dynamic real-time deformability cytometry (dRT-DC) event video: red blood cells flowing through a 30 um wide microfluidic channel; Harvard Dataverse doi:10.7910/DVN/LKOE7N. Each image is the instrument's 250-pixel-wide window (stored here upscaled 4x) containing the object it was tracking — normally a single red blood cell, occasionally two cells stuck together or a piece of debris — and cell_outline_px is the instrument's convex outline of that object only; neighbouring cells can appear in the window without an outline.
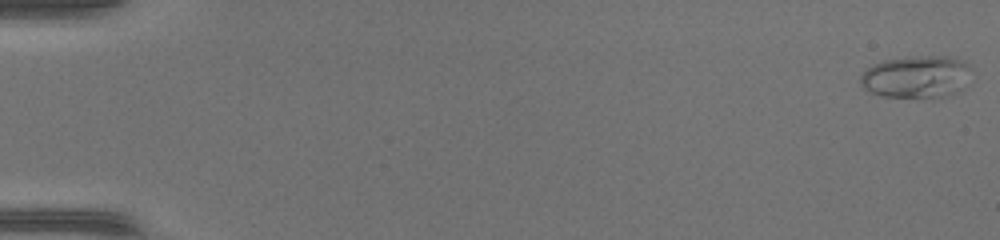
{"species": "common noctule bat (a hibernating species)", "species_latin": "Nyctalus noctula", "temperature_condition": "warm", "stored_images_in_passage": 50, "camera_frame_rate_fps": 3000, "um_per_image_px": 0.085, "animal": {"sex": "female", "body_mass_g": 17.0, "forearm_length_mm": 48.0}, "frame": {"image": 1, "passage_image": 1, "time_ms": 0.0, "image_size_px": [1000, 240], "cell_outline_px": [[968, 68], [948, 92], [940, 96], [880, 96], [868, 92], [860, 84], [860, 76], [872, 64], [884, 60], [908, 56], [948, 56], [964, 64]], "centroid_in_image_um": [77.59, 6.48], "position_along_channel_um": 7.4, "area_um2": 25.32}}
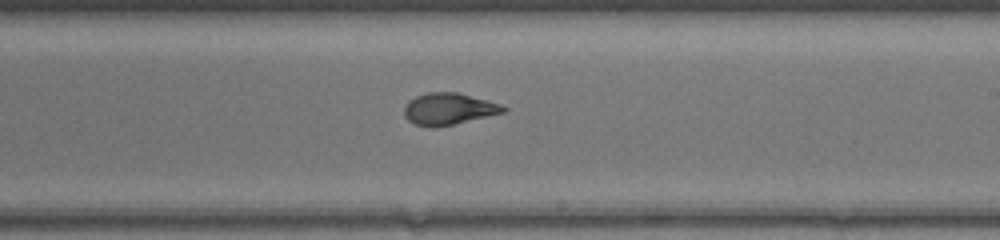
{"frame": {"image": 2, "passage_image": 31, "time_ms": 10.0, "image_size_px": [1000, 240], "cell_outline_px": [[508, 108], [504, 112], [436, 128], [432, 128], [416, 124], [408, 120], [404, 116], [404, 108], [408, 100], [416, 96], [428, 92], [456, 92], [500, 104]], "centroid_in_image_um": [38.09, 9.26], "position_along_channel_um": 250.9, "area_um2": 18.15}}
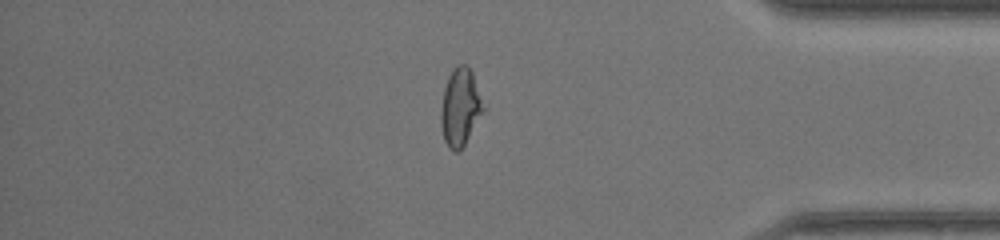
{"frame": {"image": 3, "passage_image": 43, "time_ms": 14.0, "image_size_px": [1000, 240], "cell_outline_px": [[484, 112], [464, 144], [456, 152], [448, 148], [444, 140], [440, 120], [440, 108], [444, 88], [448, 76], [452, 68], [456, 64], [468, 64], [472, 72], [484, 108]], "centroid_in_image_um": [39.09, 9.08], "position_along_channel_um": 396.1, "area_um2": 19.13}, "authors_computed_cell_mechanics": {"area_um2": 18.9584, "velocity_mm_per_s": 4.2365, "shape_relaxation_time_tau1_ms": 7.3562, "shape_relaxation_time_tau2_ms": 0.9487, "deformation_change_tau1": 0.2459, "deformation_change_tau2": 0.0657}}